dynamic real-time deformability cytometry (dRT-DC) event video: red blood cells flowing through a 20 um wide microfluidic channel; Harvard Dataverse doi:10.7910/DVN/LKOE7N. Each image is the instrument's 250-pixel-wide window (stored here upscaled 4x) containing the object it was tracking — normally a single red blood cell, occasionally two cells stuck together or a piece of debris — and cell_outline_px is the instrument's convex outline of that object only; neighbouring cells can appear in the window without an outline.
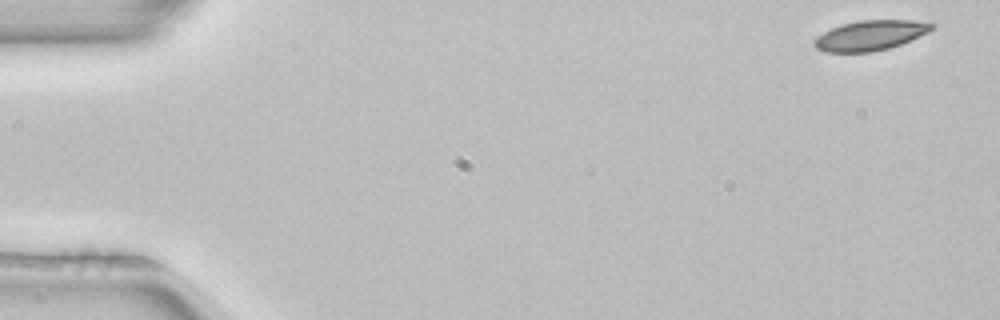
{"species": "common noctule bat (a hibernating species)", "species_latin": "Nyctalus noctula", "temperature_condition": "room temperature", "stored_images_in_passage": 4, "camera_frame_rate_fps": 3000, "um_per_image_px": 0.085, "animal": {"sex": "female", "body_mass_g": 22.7, "forearm_length_mm": 54.2}, "frame": {"image": 1, "passage_image": 1, "time_ms": 0.0, "image_size_px": [1000, 320], "cell_outline_px": [[936, 24], [928, 32], [900, 44], [888, 48], [872, 52], [824, 52], [816, 48], [812, 44], [812, 40], [816, 36], [840, 24], [860, 20], [912, 20]], "centroid_in_image_um": [73.91, 3.01], "position_along_channel_um": 11.1, "area_um2": 20.52}}